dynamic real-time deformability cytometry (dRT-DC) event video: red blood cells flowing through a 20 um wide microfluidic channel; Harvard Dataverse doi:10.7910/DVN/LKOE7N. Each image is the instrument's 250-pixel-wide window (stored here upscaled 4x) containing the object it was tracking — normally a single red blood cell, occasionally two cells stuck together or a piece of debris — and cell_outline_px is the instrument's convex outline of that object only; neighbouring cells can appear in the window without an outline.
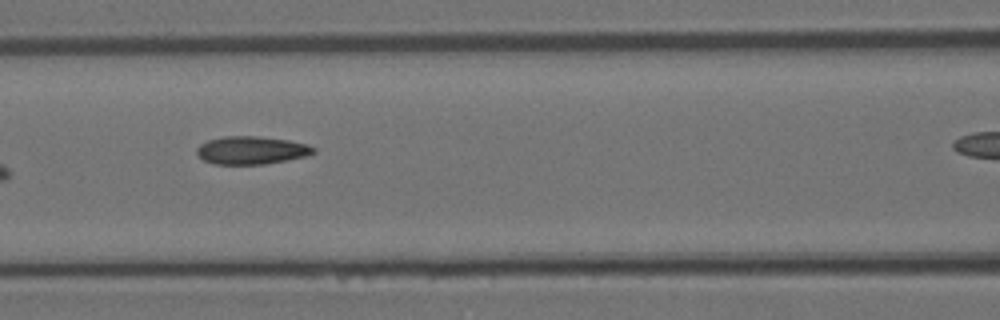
{"species": "Egyptian fruit bat (a non-hibernating species)", "species_latin": "Rousettus aegyptiacus", "temperature_condition": "room temperature", "stored_images_in_passage": 10, "camera_frame_rate_fps": 3000, "um_per_image_px": 0.085, "animal": {"sex": "female"}, "frame": {"image": 1, "passage_image": 7, "time_ms": 2.0, "image_size_px": [1000, 320], "cell_outline_px": [[316, 152], [308, 156], [264, 164], [216, 164], [204, 160], [196, 152], [196, 148], [200, 144], [208, 140], [224, 136], [260, 136], [288, 140], [308, 144], [316, 148]], "centroid_in_image_um": [21.4, 12.76], "position_along_channel_um": 145.2, "area_um2": 19.07}}
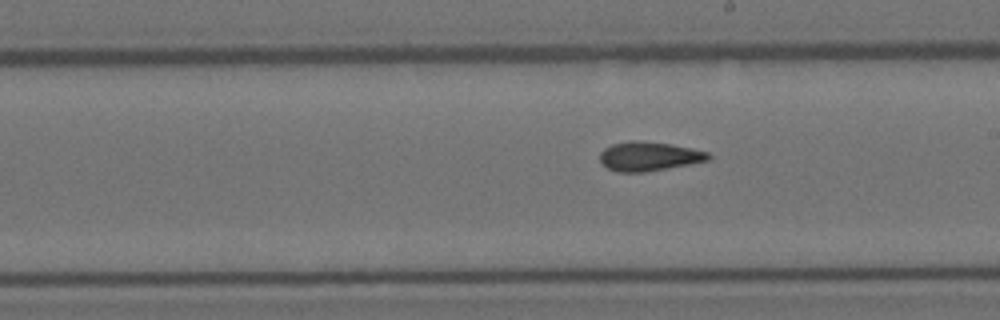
{"frame": {"image": 2, "passage_image": 10, "time_ms": 3.0, "image_size_px": [1000, 320], "cell_outline_px": [[712, 156], [708, 160], [688, 164], [644, 172], [616, 172], [600, 164], [600, 152], [604, 148], [612, 144], [632, 140], [640, 140], [672, 144], [692, 148], [708, 152]], "centroid_in_image_um": [55.12, 13.28], "position_along_channel_um": 233.9, "area_um2": 18.5}}